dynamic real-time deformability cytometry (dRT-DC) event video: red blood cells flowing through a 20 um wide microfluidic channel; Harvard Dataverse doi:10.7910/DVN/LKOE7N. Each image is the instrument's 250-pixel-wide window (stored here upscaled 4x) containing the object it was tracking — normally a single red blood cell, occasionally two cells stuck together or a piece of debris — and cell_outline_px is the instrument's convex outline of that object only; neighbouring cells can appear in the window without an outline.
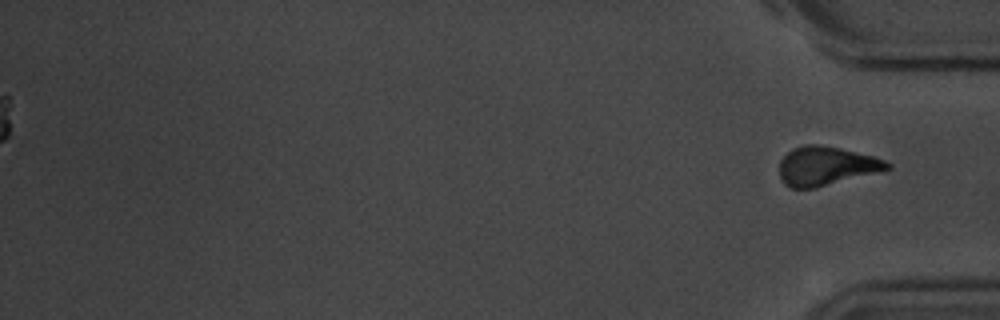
{"species": "common noctule bat (a hibernating species)", "species_latin": "Nyctalus noctula", "temperature_condition": "room temperature", "stored_images_in_passage": 41, "segment_of_instrument_passage": [2, 2], "camera_frame_rate_fps": 3000, "um_per_image_px": 0.085, "animal": {"sex": "male", "body_mass_g": 20.1, "forearm_length_mm": 53.5}, "frame": {"image": 1, "passage_image": 41, "time_ms": 13.333, "image_size_px": [1000, 320], "cell_outline_px": [[892, 168], [816, 188], [792, 188], [784, 184], [780, 176], [780, 160], [792, 148], [804, 144], [816, 144], [840, 148], [872, 156], [884, 160], [892, 164]], "centroid_in_image_um": [70.2, 14.11], "position_along_channel_um": 365.0, "area_um2": 24.28}}